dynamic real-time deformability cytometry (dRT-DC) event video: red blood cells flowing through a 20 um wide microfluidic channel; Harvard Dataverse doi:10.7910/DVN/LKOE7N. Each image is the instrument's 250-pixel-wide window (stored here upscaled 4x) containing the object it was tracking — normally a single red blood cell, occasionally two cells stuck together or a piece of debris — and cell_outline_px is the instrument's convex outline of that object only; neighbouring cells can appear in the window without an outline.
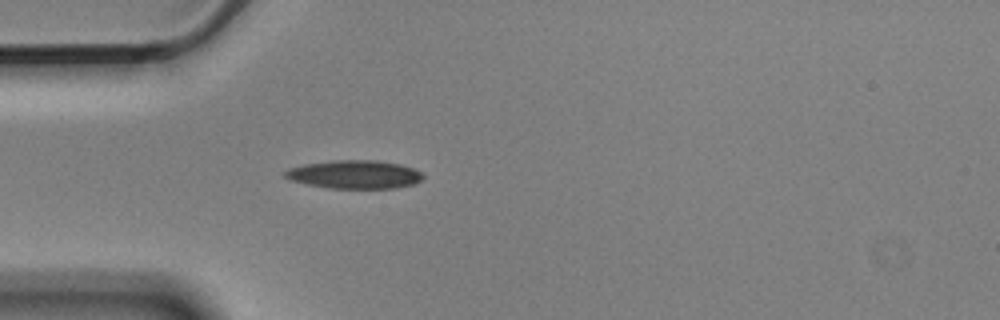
{"species": "Egyptian fruit bat (a non-hibernating species)", "species_latin": "Rousettus aegyptiacus", "temperature_condition": "cold", "stored_images_in_passage": 4, "camera_frame_rate_fps": 3000, "um_per_image_px": 0.085, "animal": {"sex": "male"}, "frame": {"image": 1, "passage_image": 4, "time_ms": 1.0, "image_size_px": [1000, 320], "cell_outline_px": [[424, 176], [420, 180], [412, 184], [396, 188], [328, 188], [288, 180], [284, 176], [284, 172], [288, 168], [304, 164], [332, 160], [376, 160], [400, 164], [412, 168], [420, 172]], "centroid_in_image_um": [30.09, 14.82], "position_along_channel_um": 54.9, "area_um2": 22.77}}